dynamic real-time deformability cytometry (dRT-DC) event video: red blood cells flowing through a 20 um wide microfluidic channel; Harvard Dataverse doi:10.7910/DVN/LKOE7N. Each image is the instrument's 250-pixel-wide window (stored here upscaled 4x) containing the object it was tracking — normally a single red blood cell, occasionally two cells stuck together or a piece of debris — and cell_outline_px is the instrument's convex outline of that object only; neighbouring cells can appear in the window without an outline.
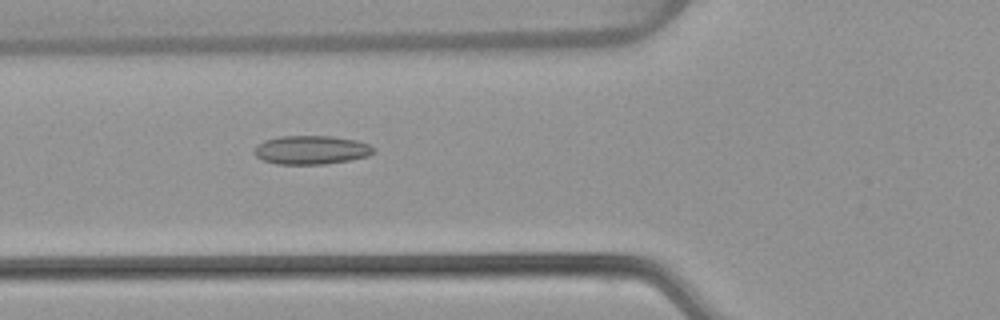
{"species": "common noctule bat (a hibernating species)", "species_latin": "Nyctalus noctula", "temperature_condition": "warm", "stored_images_in_passage": 53, "camera_frame_rate_fps": 3000, "um_per_image_px": 0.085, "animal": {"sex": "female", "body_mass_g": 22.7, "forearm_length_mm": 54.2}, "frame": {"image": 1, "passage_image": 20, "time_ms": 6.333, "image_size_px": [1000, 320], "cell_outline_px": [[376, 152], [368, 156], [348, 160], [324, 164], [276, 164], [264, 160], [256, 156], [252, 152], [256, 144], [264, 140], [280, 136], [332, 136], [356, 140], [368, 144], [376, 148]], "centroid_in_image_um": [26.44, 12.74], "position_along_channel_um": 99.4, "area_um2": 20.11}}
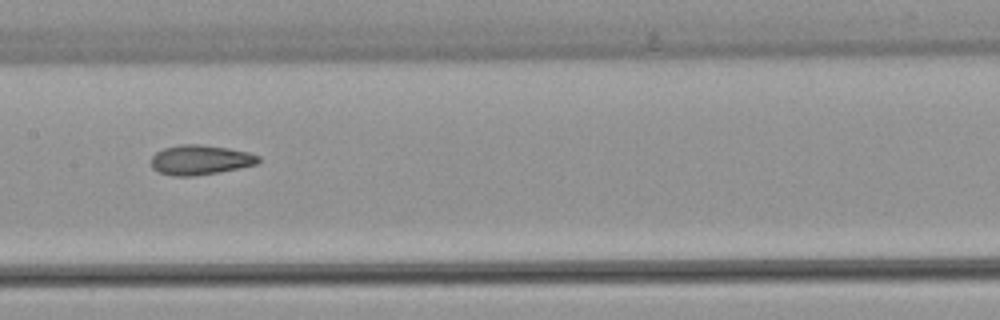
{"frame": {"image": 2, "passage_image": 27, "time_ms": 8.667, "image_size_px": [1000, 320], "cell_outline_px": [[260, 160], [256, 164], [240, 168], [220, 172], [192, 176], [172, 176], [160, 172], [152, 168], [152, 156], [156, 152], [164, 148], [180, 144], [200, 144], [228, 148], [248, 152], [260, 156]], "centroid_in_image_um": [17.03, 13.59], "position_along_channel_um": 190.4, "area_um2": 18.61}}
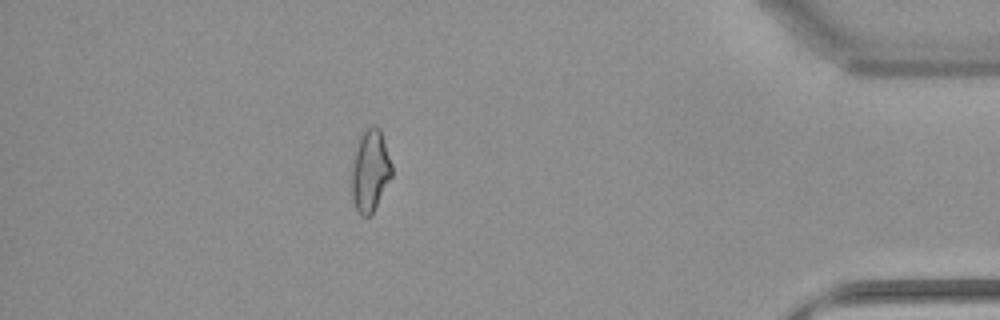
{"frame": {"image": 3, "passage_image": 47, "time_ms": 15.333, "image_size_px": [1000, 320], "cell_outline_px": [[392, 176], [372, 212], [368, 216], [360, 216], [356, 212], [352, 196], [352, 168], [356, 148], [360, 136], [372, 124], [380, 128], [392, 164]], "centroid_in_image_um": [31.47, 14.51], "position_along_channel_um": 403.7, "area_um2": 18.9}, "authors_computed_cell_mechanics": {"area_um2": 19.1896, "velocity_mm_per_s": 3.8859, "shape_relaxation_time_tau1_ms": null, "shape_relaxation_time_tau2_ms": 2.7701, "deformation_change_tau1": null, "deformation_change_tau2": 0.1074}}